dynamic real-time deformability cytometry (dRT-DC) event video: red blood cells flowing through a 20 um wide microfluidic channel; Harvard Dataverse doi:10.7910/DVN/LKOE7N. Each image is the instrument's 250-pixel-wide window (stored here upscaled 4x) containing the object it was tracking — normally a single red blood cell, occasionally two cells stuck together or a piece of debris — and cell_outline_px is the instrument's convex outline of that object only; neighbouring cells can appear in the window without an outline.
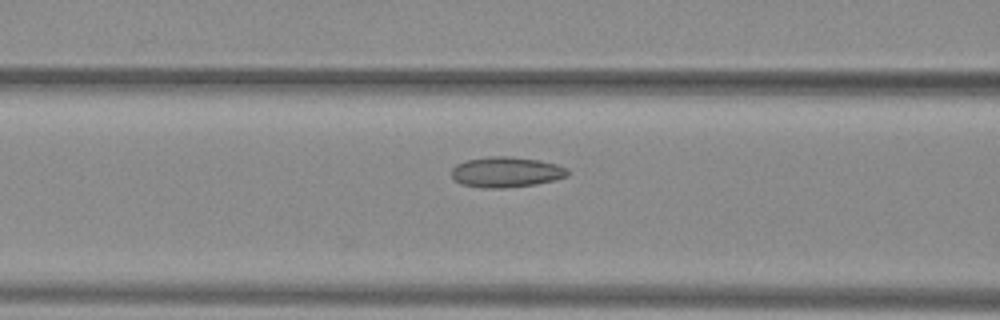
{"species": "common noctule bat (a hibernating species)", "species_latin": "Nyctalus noctula", "temperature_condition": "warm", "stored_images_in_passage": 30, "camera_frame_rate_fps": 3000, "um_per_image_px": 0.085, "animal": {"sex": "female", "body_mass_g": 29.2, "forearm_length_mm": 56.3}, "frame": {"image": 1, "passage_image": 10, "time_ms": 3.0, "image_size_px": [1000, 320], "cell_outline_px": [[568, 176], [536, 184], [504, 188], [484, 188], [460, 184], [452, 176], [452, 168], [456, 164], [468, 160], [488, 156], [508, 156], [540, 160], [556, 164], [568, 168]], "centroid_in_image_um": [43.02, 14.62], "position_along_channel_um": 123.6, "area_um2": 20.58}}
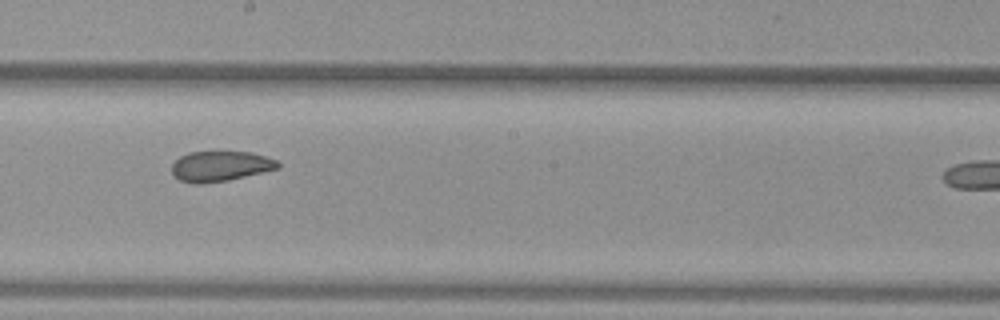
{"frame": {"image": 2, "passage_image": 18, "time_ms": 5.667, "image_size_px": [1000, 320], "cell_outline_px": [[280, 168], [228, 180], [200, 184], [196, 184], [180, 180], [172, 172], [172, 164], [180, 156], [188, 152], [252, 152], [276, 160], [280, 164]], "centroid_in_image_um": [18.73, 14.12], "position_along_channel_um": 229.5, "area_um2": 18.55}}
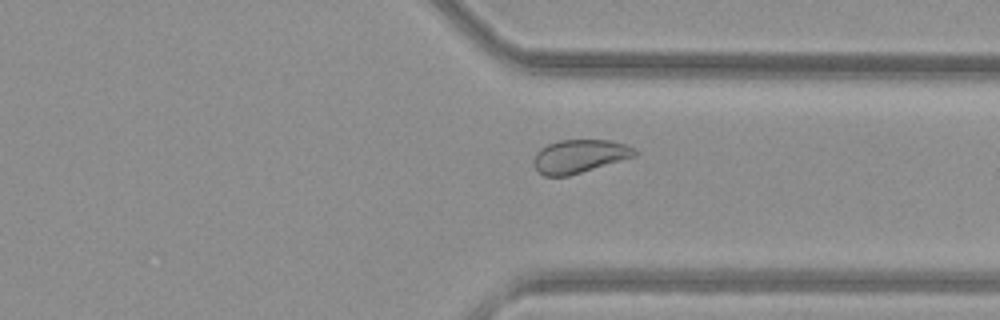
{"frame": {"image": 3, "passage_image": 28, "time_ms": 9.0, "image_size_px": [1000, 320], "cell_outline_px": [[636, 156], [568, 176], [544, 176], [532, 164], [532, 160], [536, 152], [540, 148], [548, 144], [560, 140], [612, 140], [636, 148]], "centroid_in_image_um": [49.24, 13.27], "position_along_channel_um": 362.2, "area_um2": 19.65}}